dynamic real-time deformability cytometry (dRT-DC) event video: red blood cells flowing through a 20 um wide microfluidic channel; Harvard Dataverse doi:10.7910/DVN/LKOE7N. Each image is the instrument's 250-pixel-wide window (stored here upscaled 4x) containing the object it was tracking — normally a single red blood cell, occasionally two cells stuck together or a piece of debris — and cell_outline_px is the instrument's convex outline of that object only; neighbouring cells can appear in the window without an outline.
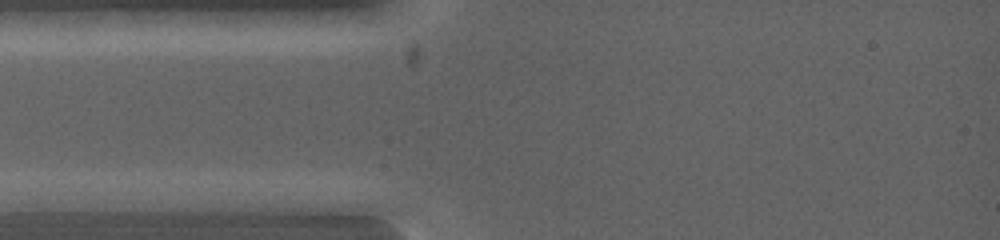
{"species": "common noctule bat (a hibernating species)", "species_latin": "Nyctalus noctula", "temperature_condition": "warm", "stored_images_in_passage": 4, "camera_frame_rate_fps": 5000, "um_per_image_px": 0.085, "animal": {"sex": "female", "body_mass_g": 19.0, "forearm_length_mm": 53.3}, "frame": {"image": 1, "passage_image": 1, "time_ms": 0.0, "image_size_px": [1000, 240], "cell_outline_px": [[140, 200], [128, 212], [16, 212], [12, 200], [24, 192], [80, 192]], "centroid_in_image_um": [6.05, 17.23], "position_along_channel_um": 78.9, "area_um2": 15.72}}